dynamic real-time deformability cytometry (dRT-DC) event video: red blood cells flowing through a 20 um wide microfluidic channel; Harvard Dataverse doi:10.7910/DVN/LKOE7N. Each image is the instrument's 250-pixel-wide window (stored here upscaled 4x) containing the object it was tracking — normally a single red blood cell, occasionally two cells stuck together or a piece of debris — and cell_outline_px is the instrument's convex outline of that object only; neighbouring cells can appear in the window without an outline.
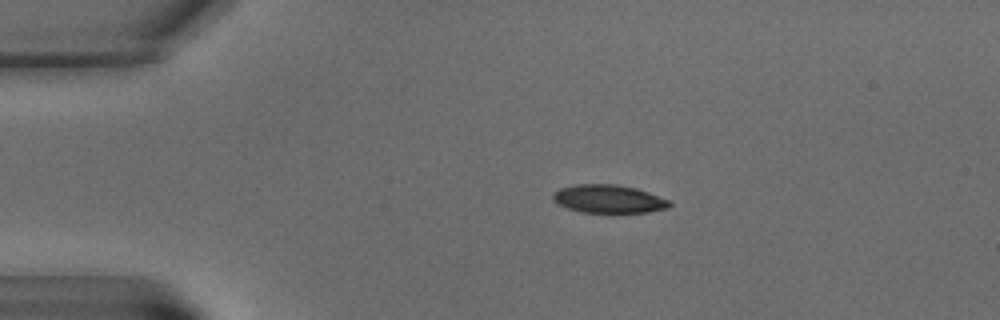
{"species": "common noctule bat (a hibernating species)", "species_latin": "Nyctalus noctula", "temperature_condition": "warm", "stored_images_in_passage": 7, "camera_frame_rate_fps": 3000, "um_per_image_px": 0.085, "animal": {"sex": "male", "body_mass_g": 15.6}, "frame": {"image": 1, "passage_image": 4, "time_ms": 3.667, "image_size_px": [1000, 320], "cell_outline_px": [[672, 204], [668, 208], [648, 212], [580, 212], [556, 204], [552, 200], [552, 192], [560, 188], [576, 184], [616, 184], [636, 188], [648, 192], [668, 200]], "centroid_in_image_um": [51.68, 16.9], "position_along_channel_um": 33.3, "area_um2": 19.19}}